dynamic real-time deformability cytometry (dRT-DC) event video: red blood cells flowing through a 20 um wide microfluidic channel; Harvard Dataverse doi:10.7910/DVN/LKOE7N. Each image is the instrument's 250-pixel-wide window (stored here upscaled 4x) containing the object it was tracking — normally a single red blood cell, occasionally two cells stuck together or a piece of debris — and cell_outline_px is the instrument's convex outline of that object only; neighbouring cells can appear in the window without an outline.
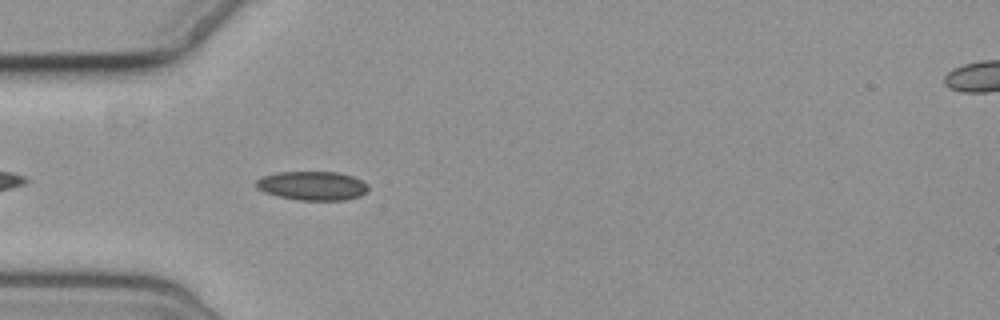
{"species": "common noctule bat (a hibernating species)", "species_latin": "Nyctalus noctula", "temperature_condition": "cold", "stored_images_in_passage": 3, "camera_frame_rate_fps": 3000, "um_per_image_px": 0.085, "animal": {"sex": "female", "body_mass_g": 19.3, "forearm_length_mm": 54.1}, "frame": {"image": 1, "passage_image": 2, "time_ms": 1.333, "image_size_px": [1000, 320], "cell_outline_px": [[368, 188], [360, 196], [344, 200], [296, 200], [264, 192], [256, 188], [256, 180], [264, 176], [276, 172], [340, 172], [352, 176], [368, 184]], "centroid_in_image_um": [26.54, 15.78], "position_along_channel_um": 58.5, "area_um2": 18.84}}